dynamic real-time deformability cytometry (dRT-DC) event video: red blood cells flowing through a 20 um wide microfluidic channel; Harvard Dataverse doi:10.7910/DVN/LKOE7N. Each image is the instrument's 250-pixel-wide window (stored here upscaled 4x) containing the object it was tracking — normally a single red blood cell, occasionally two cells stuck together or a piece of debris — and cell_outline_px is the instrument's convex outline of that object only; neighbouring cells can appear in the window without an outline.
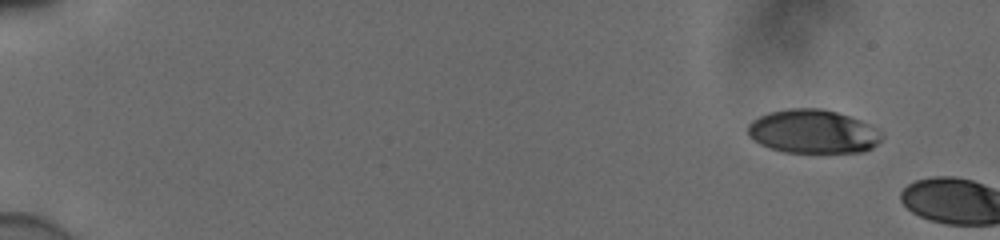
{"species": "human", "species_latin": "Homo sapiens", "temperature_condition": "cold", "stored_images_in_passage": 4, "camera_frame_rate_fps": 3000, "um_per_image_px": 0.085, "donor": {"sex": "male"}, "frame": {"image": 1, "passage_image": 1, "time_ms": 0.0, "image_size_px": [1000, 240], "cell_outline_px": [[884, 136], [872, 148], [864, 152], [784, 152], [760, 144], [748, 136], [748, 124], [752, 120], [768, 112], [788, 108], [820, 108], [836, 112], [860, 120], [884, 132]], "centroid_in_image_um": [69.11, 11.18], "position_along_channel_um": 15.9, "area_um2": 34.16}}